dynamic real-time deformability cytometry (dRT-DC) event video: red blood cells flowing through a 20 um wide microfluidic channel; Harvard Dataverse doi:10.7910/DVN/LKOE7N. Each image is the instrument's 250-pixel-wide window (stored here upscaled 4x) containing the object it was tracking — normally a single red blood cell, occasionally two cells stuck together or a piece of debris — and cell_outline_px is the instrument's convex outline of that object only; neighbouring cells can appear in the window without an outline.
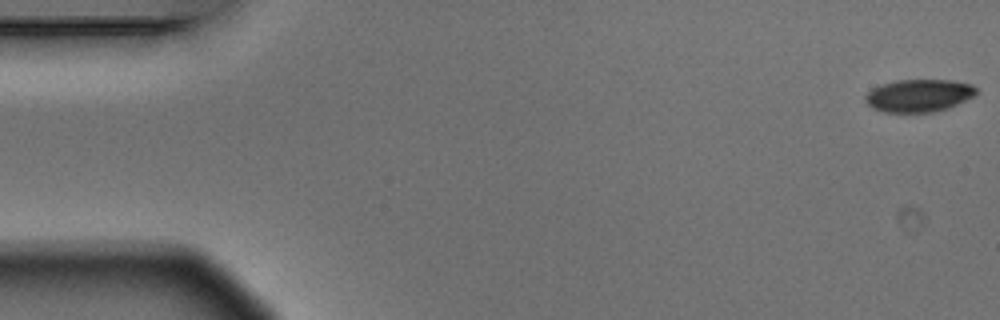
{"species": "Egyptian fruit bat (a non-hibernating species)", "species_latin": "Rousettus aegyptiacus", "temperature_condition": "warm", "stored_images_in_passage": 5, "camera_frame_rate_fps": 3000, "um_per_image_px": 0.085, "animal": {"sex": "male"}, "frame": {"image": 1, "passage_image": 1, "time_ms": 0.0, "image_size_px": [1000, 320], "cell_outline_px": [[976, 92], [972, 96], [948, 108], [932, 112], [884, 112], [872, 108], [864, 100], [864, 96], [872, 88], [896, 80], [952, 80], [972, 84], [976, 88]], "centroid_in_image_um": [78.06, 8.12], "position_along_channel_um": 6.9, "area_um2": 20.92}}
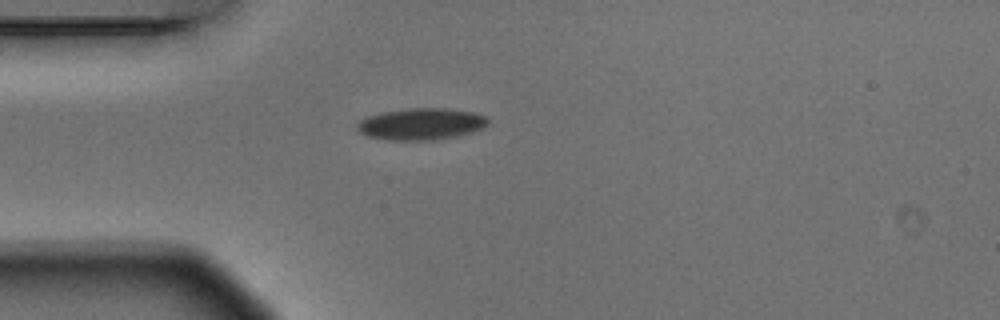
{"frame": {"image": 2, "passage_image": 5, "time_ms": 1.333, "image_size_px": [1000, 320], "cell_outline_px": [[488, 124], [484, 128], [472, 132], [432, 140], [388, 140], [368, 136], [356, 132], [356, 124], [364, 116], [384, 112], [408, 108], [448, 108], [472, 112], [488, 116]], "centroid_in_image_um": [35.76, 10.53], "position_along_channel_um": 49.2, "area_um2": 24.33}}